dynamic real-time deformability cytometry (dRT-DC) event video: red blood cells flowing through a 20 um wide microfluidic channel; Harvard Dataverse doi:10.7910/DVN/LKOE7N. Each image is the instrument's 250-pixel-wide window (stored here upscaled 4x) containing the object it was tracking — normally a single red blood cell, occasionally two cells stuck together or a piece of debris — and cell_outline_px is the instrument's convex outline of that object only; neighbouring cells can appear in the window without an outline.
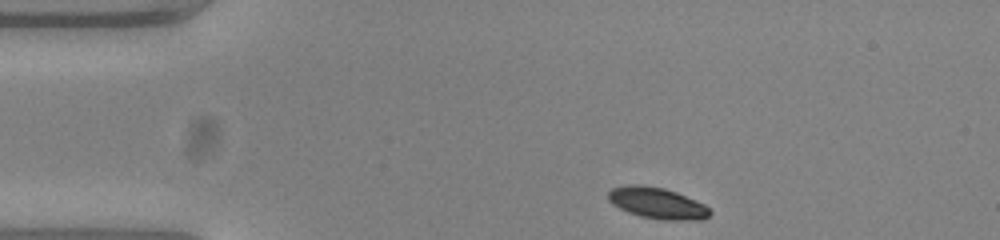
{"species": "common noctule bat (a hibernating species)", "species_latin": "Nyctalus noctula", "temperature_condition": "warm", "stored_images_in_passage": 37, "camera_frame_rate_fps": 3000, "um_per_image_px": 0.085, "animal": {"sex": "female", "body_mass_g": 23.0, "forearm_length_mm": 53.4}, "frame": {"image": 1, "passage_image": 1, "time_ms": 0.0, "image_size_px": [1000, 240], "cell_outline_px": [[712, 212], [708, 216], [700, 220], [668, 220], [640, 216], [628, 212], [612, 204], [608, 200], [608, 192], [612, 188], [632, 184], [640, 184], [664, 188], [676, 192], [704, 204]], "centroid_in_image_um": [55.85, 17.26], "position_along_channel_um": 29.1, "area_um2": 18.38}}
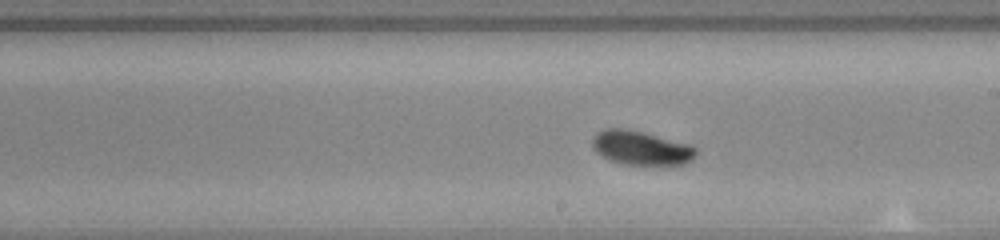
{"frame": {"image": 2, "passage_image": 22, "time_ms": 7.0, "image_size_px": [1000, 240], "cell_outline_px": [[696, 156], [692, 160], [684, 164], [668, 168], [624, 164], [608, 160], [596, 152], [592, 148], [592, 140], [600, 132], [608, 128], [620, 128], [644, 132], [688, 144], [696, 148]], "centroid_in_image_um": [54.55, 12.64], "position_along_channel_um": 234.5, "area_um2": 21.15}}
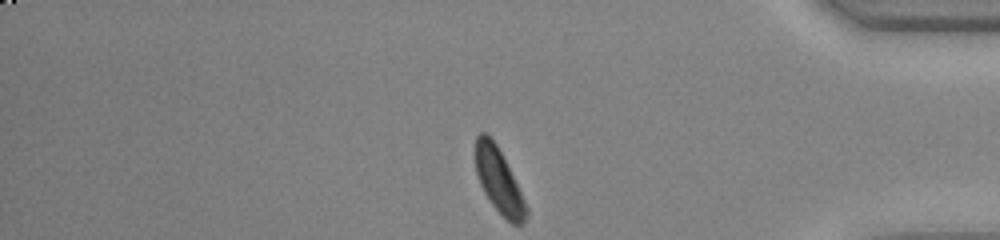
{"frame": {"image": 3, "passage_image": 37, "time_ms": 12.0, "image_size_px": [1000, 240], "cell_outline_px": [[528, 216], [524, 224], [512, 224], [492, 204], [484, 192], [480, 184], [476, 172], [476, 136], [480, 132], [484, 132], [496, 144], [528, 208]], "centroid_in_image_um": [42.4, 15.4], "position_along_channel_um": 392.8, "area_um2": 18.38}, "authors_computed_cell_mechanics": {"area_um2": 19.8832, "velocity_mm_per_s": 3.7418, "shape_relaxation_time_tau1_ms": 1.8507, "shape_relaxation_time_tau2_ms": null, "deformation_change_tau1": 0.1134, "deformation_change_tau2": null}}